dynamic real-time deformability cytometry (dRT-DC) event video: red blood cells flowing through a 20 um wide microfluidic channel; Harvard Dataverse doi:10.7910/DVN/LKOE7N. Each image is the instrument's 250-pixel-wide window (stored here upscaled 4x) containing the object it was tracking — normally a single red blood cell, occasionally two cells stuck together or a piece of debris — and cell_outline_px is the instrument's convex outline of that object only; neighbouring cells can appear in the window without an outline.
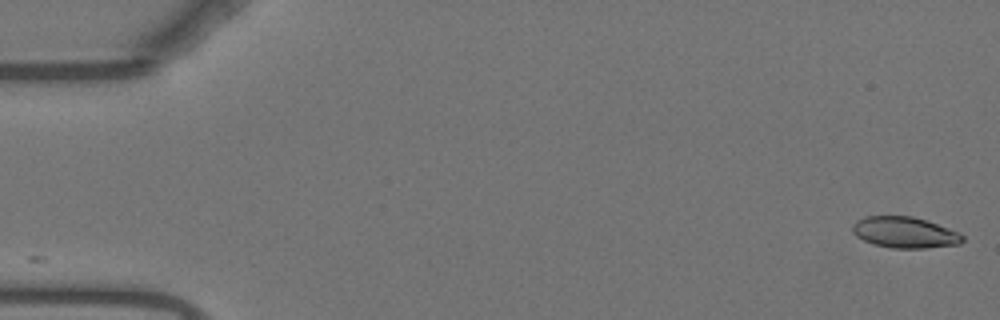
{"species": "Egyptian fruit bat (a non-hibernating species)", "species_latin": "Rousettus aegyptiacus", "temperature_condition": "warm", "stored_images_in_passage": 17, "camera_frame_rate_fps": 3000, "um_per_image_px": 0.085, "animal": {"sex": "female"}, "frame": {"image": 1, "passage_image": 1, "time_ms": 0.0, "image_size_px": [1000, 320], "cell_outline_px": [[964, 240], [960, 244], [924, 248], [892, 248], [872, 244], [856, 236], [852, 232], [852, 224], [856, 220], [864, 216], [912, 216], [960, 232], [964, 236]], "centroid_in_image_um": [76.88, 19.76], "position_along_channel_um": 8.1, "area_um2": 20.0}}
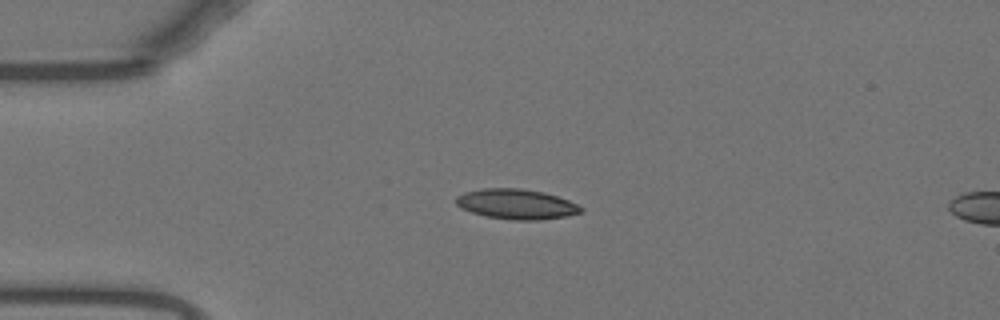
{"frame": {"image": 2, "passage_image": 13, "time_ms": 4.0, "image_size_px": [1000, 320], "cell_outline_px": [[584, 212], [568, 216], [540, 220], [512, 220], [484, 216], [460, 208], [456, 204], [456, 196], [464, 192], [484, 188], [520, 188], [544, 192], [568, 200], [584, 208]], "centroid_in_image_um": [43.9, 17.35], "position_along_channel_um": 41.1, "area_um2": 22.08}}